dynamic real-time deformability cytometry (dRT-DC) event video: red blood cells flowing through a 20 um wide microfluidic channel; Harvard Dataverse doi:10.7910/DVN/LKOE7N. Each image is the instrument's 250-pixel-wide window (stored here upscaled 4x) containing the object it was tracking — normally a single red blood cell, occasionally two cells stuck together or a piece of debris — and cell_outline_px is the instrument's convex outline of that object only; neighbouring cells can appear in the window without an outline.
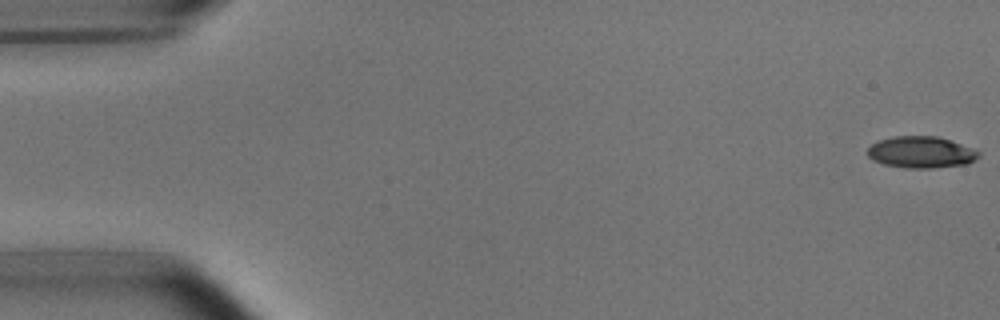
{"species": "common noctule bat (a hibernating species)", "species_latin": "Nyctalus noctula", "temperature_condition": "room temperature", "stored_images_in_passage": 54, "segment_of_instrument_passage": [1, 2], "camera_frame_rate_fps": 3000, "um_per_image_px": 0.085, "animal": {"sex": "male", "body_mass_g": 15.6}, "frame": {"image": 1, "passage_image": 1, "time_ms": 0.0, "image_size_px": [1000, 320], "cell_outline_px": [[980, 156], [968, 164], [932, 168], [904, 168], [884, 164], [872, 160], [868, 156], [868, 148], [872, 144], [880, 140], [892, 136], [936, 136], [972, 148], [980, 152]], "centroid_in_image_um": [78.28, 12.95], "position_along_channel_um": 6.7, "area_um2": 20.4}}
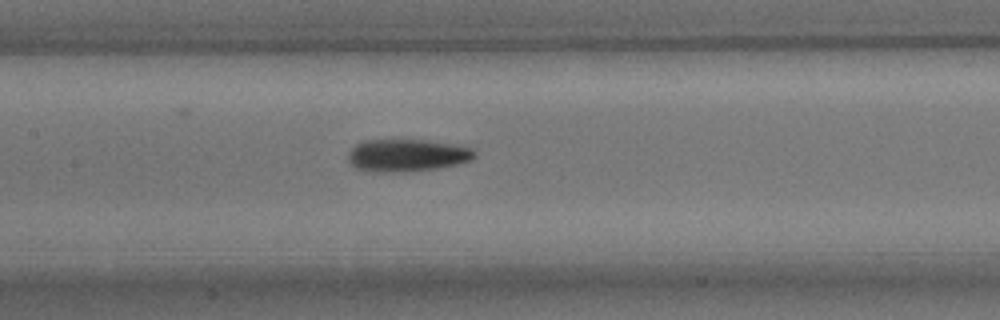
{"frame": {"image": 2, "passage_image": 25, "time_ms": 8.0, "image_size_px": [1000, 320], "cell_outline_px": [[476, 156], [472, 160], [456, 164], [436, 168], [400, 172], [376, 172], [356, 168], [348, 160], [348, 152], [356, 144], [364, 140], [428, 140], [452, 144], [472, 148], [476, 152]], "centroid_in_image_um": [34.59, 13.2], "position_along_channel_um": 172.8, "area_um2": 23.81}}
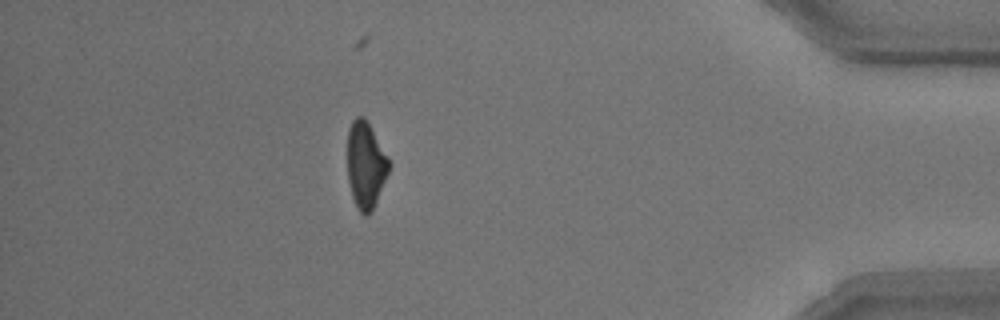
{"frame": {"image": 3, "passage_image": 47, "time_ms": 15.333, "image_size_px": [1000, 320], "cell_outline_px": [[392, 164], [372, 212], [364, 216], [356, 208], [352, 196], [348, 180], [348, 128], [352, 120], [356, 116], [364, 116], [388, 156]], "centroid_in_image_um": [31.09, 14.04], "position_along_channel_um": 404.1, "area_um2": 21.15}}